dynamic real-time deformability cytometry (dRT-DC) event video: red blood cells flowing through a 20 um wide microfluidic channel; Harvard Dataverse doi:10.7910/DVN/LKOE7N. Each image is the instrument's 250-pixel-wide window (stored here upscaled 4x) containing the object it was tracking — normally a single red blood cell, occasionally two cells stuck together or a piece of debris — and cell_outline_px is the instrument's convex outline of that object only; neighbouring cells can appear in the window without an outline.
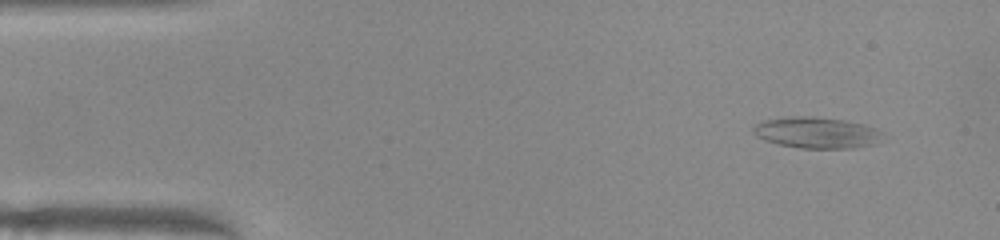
{"species": "common noctule bat (a hibernating species)", "species_latin": "Nyctalus noctula", "temperature_condition": "warm", "stored_images_in_passage": 49, "camera_frame_rate_fps": 3000, "um_per_image_px": 0.085, "animal": {"sex": "female", "body_mass_g": 22.0, "forearm_length_mm": 56.7}, "frame": {"image": 1, "passage_image": 3, "time_ms": 0.667, "image_size_px": [1000, 240], "cell_outline_px": [[884, 132], [876, 144], [852, 148], [800, 148], [780, 144], [764, 140], [756, 136], [752, 132], [752, 128], [756, 124], [764, 120], [792, 116], [812, 116], [844, 120], [864, 124], [876, 128]], "centroid_in_image_um": [69.42, 11.27], "position_along_channel_um": 15.6, "area_um2": 23.58}}
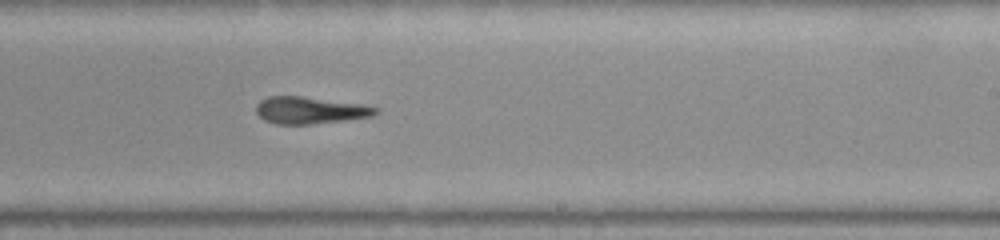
{"frame": {"image": 2, "passage_image": 29, "time_ms": 9.333, "image_size_px": [1000, 240], "cell_outline_px": [[380, 112], [372, 116], [344, 120], [312, 124], [276, 124], [264, 120], [256, 112], [256, 104], [260, 100], [268, 96], [300, 96], [364, 104], [376, 108]], "centroid_in_image_um": [26.33, 9.37], "position_along_channel_um": 262.7, "area_um2": 18.79}}
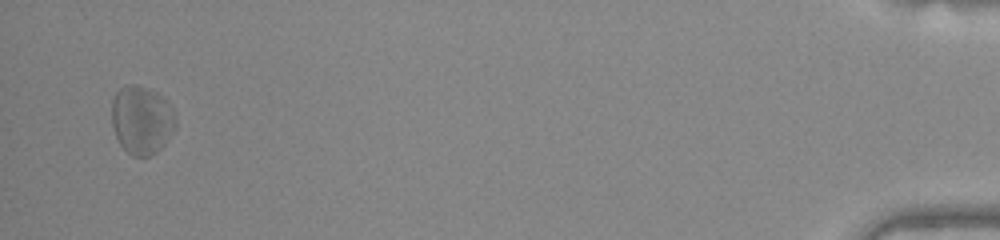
{"frame": {"image": 3, "passage_image": 48, "time_ms": 15.667, "image_size_px": [1000, 240], "cell_outline_px": [[176, 124], [172, 132], [164, 144], [152, 156], [132, 156], [120, 144], [116, 136], [112, 124], [112, 100], [116, 92], [124, 84], [136, 84], [160, 92], [168, 100], [176, 116]], "centroid_in_image_um": [12.06, 10.15], "position_along_channel_um": 423.1, "area_um2": 25.84}}